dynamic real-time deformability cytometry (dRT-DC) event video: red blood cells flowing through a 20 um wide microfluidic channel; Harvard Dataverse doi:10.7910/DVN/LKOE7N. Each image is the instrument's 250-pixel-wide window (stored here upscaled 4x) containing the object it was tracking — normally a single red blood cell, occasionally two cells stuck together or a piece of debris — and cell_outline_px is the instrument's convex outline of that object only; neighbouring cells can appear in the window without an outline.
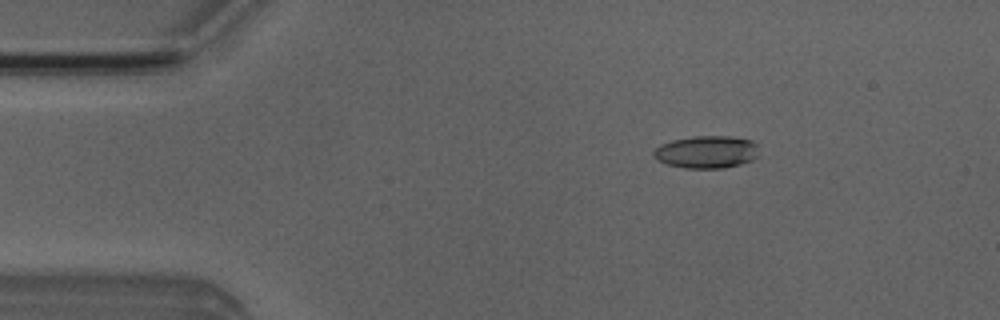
{"species": "Egyptian fruit bat (a non-hibernating species)", "species_latin": "Rousettus aegyptiacus", "temperature_condition": "room temperature", "stored_images_in_passage": 3, "camera_frame_rate_fps": 3000, "um_per_image_px": 0.085, "animal": {"sex": "male"}, "frame": {"image": 1, "passage_image": 1, "time_ms": 0.0, "image_size_px": [1000, 320], "cell_outline_px": [[760, 156], [752, 160], [740, 164], [724, 168], [684, 168], [668, 164], [656, 160], [652, 156], [652, 152], [660, 144], [672, 140], [696, 136], [728, 136], [752, 140], [760, 144]], "centroid_in_image_um": [60.11, 12.91], "position_along_channel_um": 24.9, "area_um2": 20.35}}